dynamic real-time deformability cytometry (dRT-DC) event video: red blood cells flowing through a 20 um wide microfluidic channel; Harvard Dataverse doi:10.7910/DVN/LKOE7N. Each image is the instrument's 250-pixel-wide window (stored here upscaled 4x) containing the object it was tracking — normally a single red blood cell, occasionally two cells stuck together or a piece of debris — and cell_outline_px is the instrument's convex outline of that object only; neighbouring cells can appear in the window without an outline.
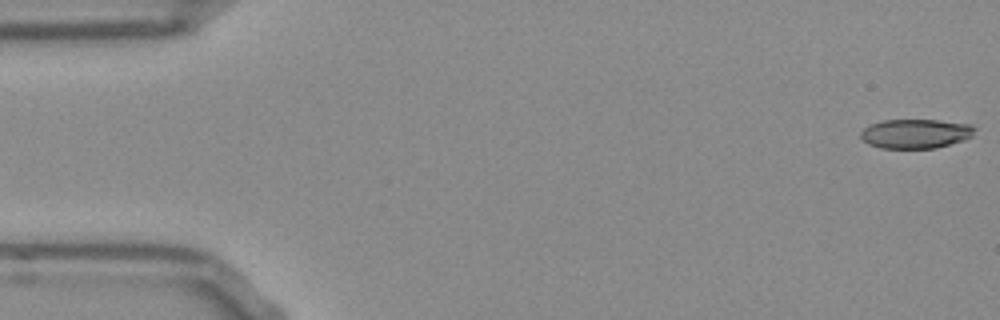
{"species": "Egyptian fruit bat (a non-hibernating species)", "species_latin": "Rousettus aegyptiacus", "temperature_condition": "room temperature", "stored_images_in_passage": 11, "camera_frame_rate_fps": 3000, "um_per_image_px": 0.085, "frame": {"image": 1, "passage_image": 1, "time_ms": 0.0, "image_size_px": [1000, 320], "cell_outline_px": [[976, 128], [972, 136], [964, 140], [936, 148], [880, 148], [868, 144], [860, 136], [860, 132], [864, 128], [872, 124], [884, 120], [940, 120], [968, 124]], "centroid_in_image_um": [77.83, 11.36], "position_along_channel_um": 7.2, "area_um2": 19.42}}